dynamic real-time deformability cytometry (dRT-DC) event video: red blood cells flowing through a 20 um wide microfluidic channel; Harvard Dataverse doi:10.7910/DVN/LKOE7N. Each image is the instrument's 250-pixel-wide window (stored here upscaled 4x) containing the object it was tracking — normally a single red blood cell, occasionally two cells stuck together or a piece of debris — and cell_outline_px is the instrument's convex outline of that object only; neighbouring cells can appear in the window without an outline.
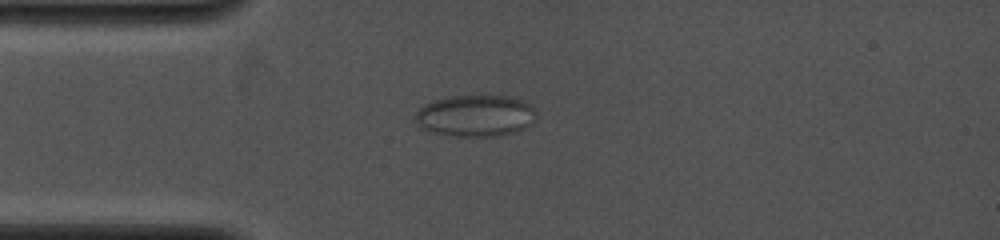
{"species": "common noctule bat (a hibernating species)", "species_latin": "Nyctalus noctula", "temperature_condition": "cold", "stored_images_in_passage": 7, "camera_frame_rate_fps": 4000, "um_per_image_px": 0.085, "animal": {"sex": "female", "body_mass_g": 19.0, "forearm_length_mm": 53.3}, "frame": {"image": 1, "passage_image": 1, "time_ms": 0.0, "image_size_px": [1000, 240], "cell_outline_px": [[536, 120], [532, 124], [516, 132], [500, 136], [456, 136], [432, 132], [424, 128], [416, 120], [416, 112], [424, 104], [436, 100], [452, 96], [508, 96], [524, 100], [536, 108]], "centroid_in_image_um": [40.5, 9.84], "position_along_channel_um": 44.5, "area_um2": 29.36}}